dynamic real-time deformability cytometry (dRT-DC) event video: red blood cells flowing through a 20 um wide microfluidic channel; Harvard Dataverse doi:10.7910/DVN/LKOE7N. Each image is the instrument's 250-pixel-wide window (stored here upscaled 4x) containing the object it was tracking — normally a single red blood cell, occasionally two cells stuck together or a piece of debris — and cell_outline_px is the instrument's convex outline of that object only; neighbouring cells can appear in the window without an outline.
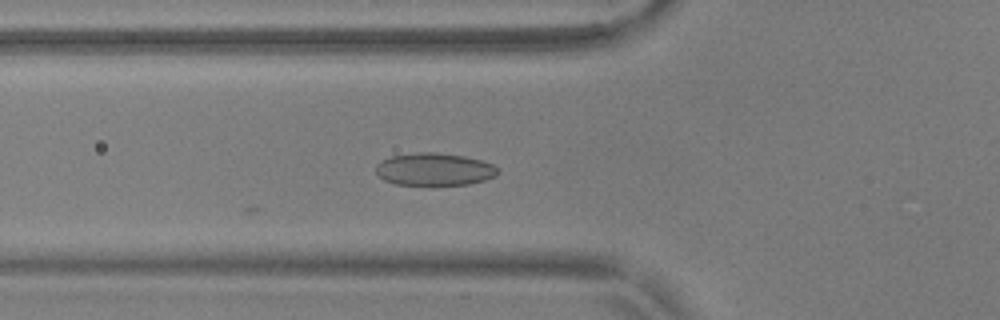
{"species": "common noctule bat (a hibernating species)", "species_latin": "Nyctalus noctula", "temperature_condition": "warm", "stored_images_in_passage": 25, "camera_frame_rate_fps": 3000, "um_per_image_px": 0.085, "animal": {"sex": "male", "body_mass_g": 17.9, "forearm_length_mm": 54.2}, "frame": {"image": 1, "passage_image": 2, "time_ms": 0.333, "image_size_px": [1000, 320], "cell_outline_px": [[500, 172], [496, 176], [484, 180], [468, 184], [432, 188], [396, 184], [384, 180], [376, 172], [376, 164], [380, 160], [392, 156], [420, 152], [436, 152], [464, 156], [480, 160], [492, 164]], "centroid_in_image_um": [36.9, 14.44], "position_along_channel_um": 88.9, "area_um2": 23.93}}
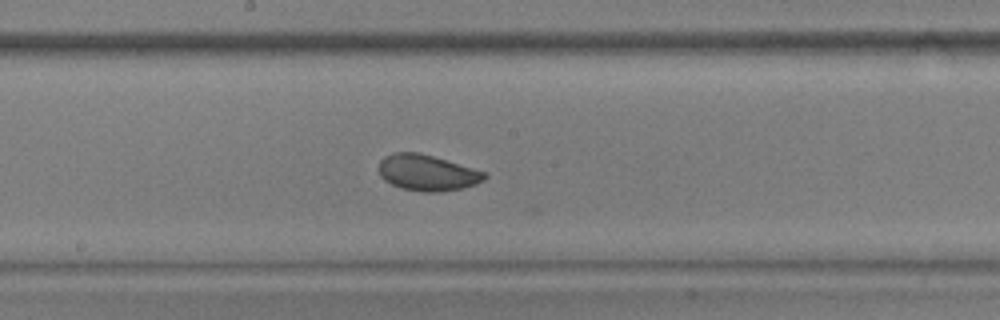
{"frame": {"image": 2, "passage_image": 12, "time_ms": 3.667, "image_size_px": [1000, 320], "cell_outline_px": [[488, 176], [484, 180], [476, 184], [460, 188], [440, 192], [424, 192], [400, 188], [384, 180], [380, 176], [380, 160], [384, 156], [396, 152], [416, 152], [432, 156], [488, 172]], "centroid_in_image_um": [36.33, 14.69], "position_along_channel_um": 211.9, "area_um2": 22.14}}
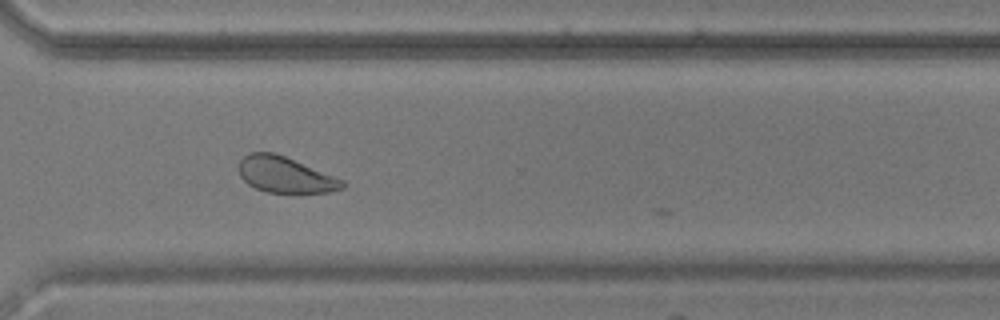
{"frame": {"image": 3, "passage_image": 23, "time_ms": 7.333, "image_size_px": [1000, 320], "cell_outline_px": [[344, 188], [332, 192], [296, 196], [268, 192], [256, 188], [248, 184], [240, 176], [240, 160], [248, 152], [272, 152], [284, 156], [344, 180]], "centroid_in_image_um": [24.28, 14.92], "position_along_channel_um": 346.3, "area_um2": 22.25}}